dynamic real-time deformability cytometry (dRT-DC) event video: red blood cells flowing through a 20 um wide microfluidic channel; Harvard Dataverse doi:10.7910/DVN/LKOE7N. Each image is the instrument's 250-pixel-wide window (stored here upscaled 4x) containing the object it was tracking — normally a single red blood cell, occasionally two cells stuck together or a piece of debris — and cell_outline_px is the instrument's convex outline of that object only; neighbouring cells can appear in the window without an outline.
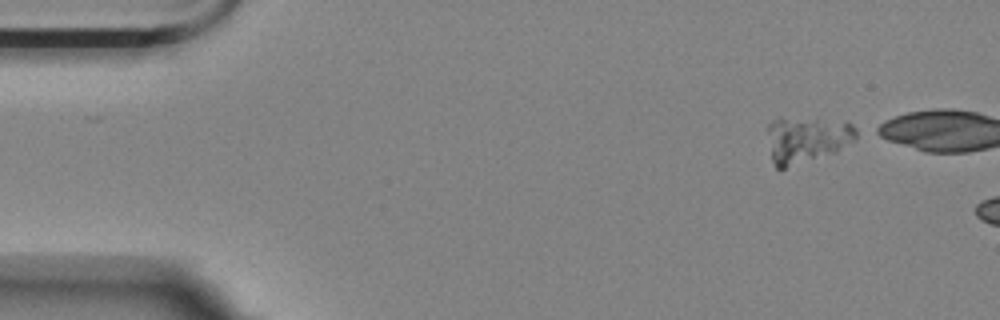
{"species": "Egyptian fruit bat (a non-hibernating species)", "species_latin": "Rousettus aegyptiacus", "temperature_condition": "room temperature", "stored_images_in_passage": 6, "camera_frame_rate_fps": 3000, "um_per_image_px": 0.085, "animal": {"sex": "female"}, "frame": {"image": 1, "passage_image": 1, "time_ms": 0.0, "image_size_px": [1000, 320], "cell_outline_px": [[864, 132], [856, 140], [836, 152], [784, 168], [776, 168], [772, 160], [768, 128], [768, 124], [772, 120], [780, 116], [852, 124], [860, 128]], "centroid_in_image_um": [68.63, 11.84], "position_along_channel_um": 16.4, "area_um2": 23.87}}